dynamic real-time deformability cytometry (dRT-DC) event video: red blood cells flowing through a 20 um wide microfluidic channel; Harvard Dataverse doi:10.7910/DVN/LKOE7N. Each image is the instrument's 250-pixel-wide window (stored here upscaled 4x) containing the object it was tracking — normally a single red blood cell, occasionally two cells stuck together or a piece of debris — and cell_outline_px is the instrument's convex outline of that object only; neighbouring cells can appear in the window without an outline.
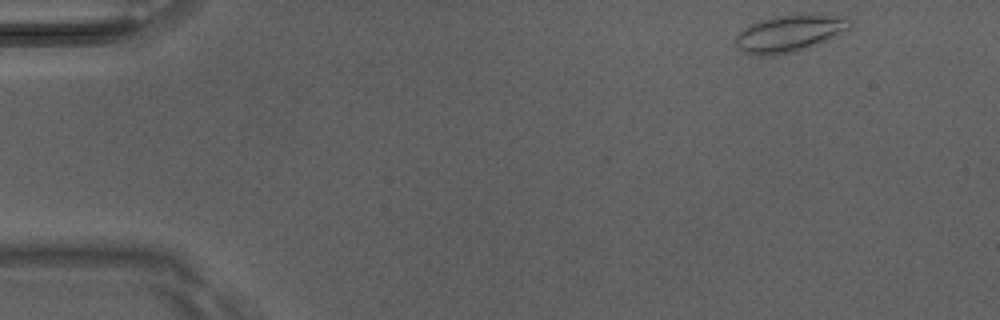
{"species": "Egyptian fruit bat (a non-hibernating species)", "species_latin": "Rousettus aegyptiacus", "temperature_condition": "room temperature", "stored_images_in_passage": 46, "camera_frame_rate_fps": 3000, "um_per_image_px": 0.085, "animal": {"sex": "male"}, "frame": {"image": 1, "passage_image": 1, "time_ms": 0.0, "image_size_px": [1000, 320], "cell_outline_px": [[852, 24], [848, 28], [836, 36], [828, 40], [792, 52], [772, 56], [756, 56], [740, 52], [736, 48], [736, 36], [748, 24], [760, 20], [800, 12], [848, 16], [852, 20]], "centroid_in_image_um": [67.11, 2.81], "position_along_channel_um": 17.9, "area_um2": 25.14}}
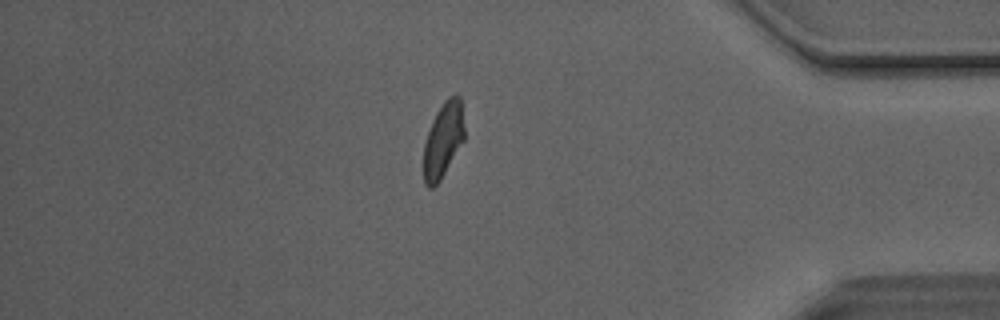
{"frame": {"image": 2, "passage_image": 39, "time_ms": 12.667, "image_size_px": [1000, 320], "cell_outline_px": [[464, 140], [440, 180], [432, 188], [428, 188], [424, 184], [424, 144], [432, 120], [436, 112], [444, 100], [448, 96], [460, 96], [464, 128]], "centroid_in_image_um": [37.66, 11.89], "position_along_channel_um": 397.5, "area_um2": 17.69}}
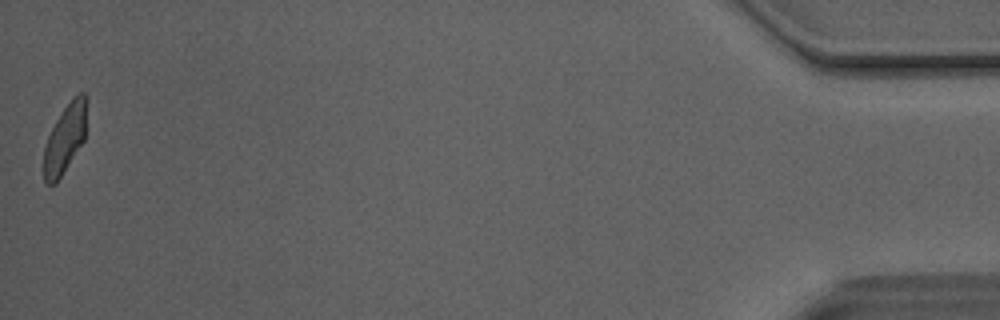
{"frame": {"image": 3, "passage_image": 46, "time_ms": 15.0, "image_size_px": [1000, 320], "cell_outline_px": [[88, 100], [84, 140], [56, 184], [48, 184], [44, 180], [44, 148], [48, 136], [56, 120], [72, 96], [80, 92], [84, 92]], "centroid_in_image_um": [5.55, 11.73], "position_along_channel_um": 429.6, "area_um2": 17.28}, "authors_computed_cell_mechanics": {"area_um2": 18.6405, "velocity_mm_per_s": 4.1022, "shape_relaxation_time_tau1_ms": 3.1575, "shape_relaxation_time_tau2_ms": 1.1313, "deformation_change_tau1": 0.1365, "deformation_change_tau2": 0.0791}}